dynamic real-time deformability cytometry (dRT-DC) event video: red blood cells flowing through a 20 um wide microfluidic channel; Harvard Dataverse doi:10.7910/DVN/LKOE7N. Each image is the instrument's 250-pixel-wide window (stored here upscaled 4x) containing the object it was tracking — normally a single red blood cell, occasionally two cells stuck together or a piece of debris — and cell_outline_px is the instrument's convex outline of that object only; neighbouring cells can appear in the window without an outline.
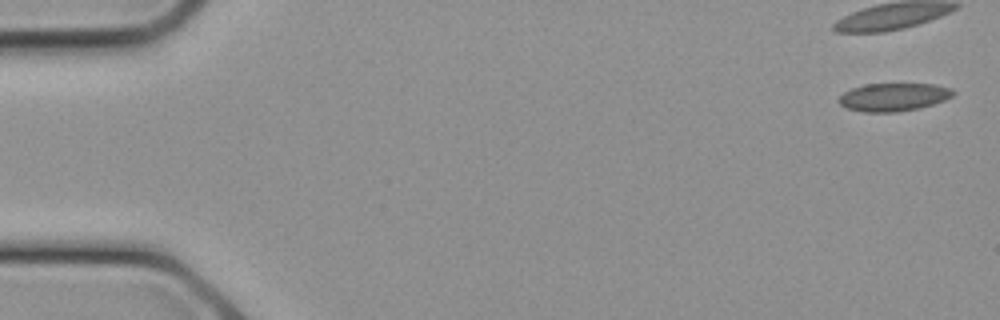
{"species": "common noctule bat (a hibernating species)", "species_latin": "Nyctalus noctula", "temperature_condition": "cold", "stored_images_in_passage": 10, "camera_frame_rate_fps": 3000, "um_per_image_px": 0.085, "animal": {"sex": "female", "body_mass_g": 21.9}, "frame": {"image": 1, "passage_image": 1, "time_ms": 0.0, "image_size_px": [1000, 320], "cell_outline_px": [[956, 92], [952, 96], [944, 100], [920, 108], [896, 112], [864, 112], [848, 108], [840, 104], [836, 100], [844, 92], [852, 88], [864, 84], [932, 84], [952, 88]], "centroid_in_image_um": [75.94, 8.25], "position_along_channel_um": 9.1, "area_um2": 18.67}}